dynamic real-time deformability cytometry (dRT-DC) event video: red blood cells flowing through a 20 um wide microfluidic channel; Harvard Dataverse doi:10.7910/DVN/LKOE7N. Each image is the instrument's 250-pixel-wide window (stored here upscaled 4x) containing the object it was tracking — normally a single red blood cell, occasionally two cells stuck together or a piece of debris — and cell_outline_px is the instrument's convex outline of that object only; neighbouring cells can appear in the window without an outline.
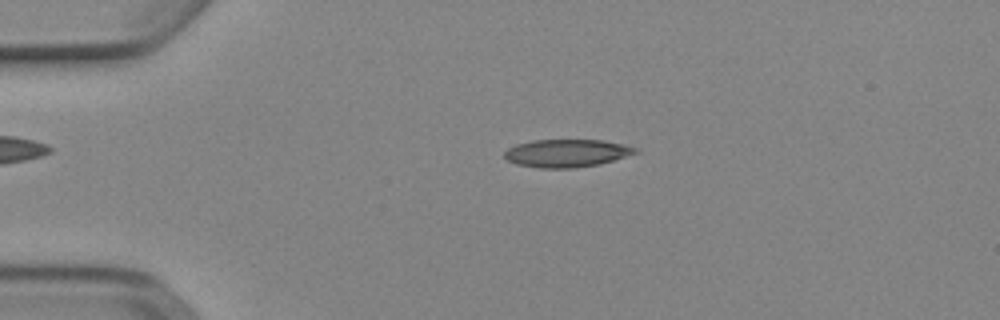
{"species": "Egyptian fruit bat (a non-hibernating species)", "species_latin": "Rousettus aegyptiacus", "temperature_condition": "cold", "stored_images_in_passage": 51, "camera_frame_rate_fps": 3000, "um_per_image_px": 0.085, "animal": {"sex": "female"}, "frame": {"image": 1, "passage_image": 11, "time_ms": 3.333, "image_size_px": [1000, 320], "cell_outline_px": [[640, 152], [600, 164], [572, 168], [540, 168], [516, 164], [508, 160], [504, 156], [504, 152], [508, 148], [516, 144], [532, 140], [604, 140], [624, 144], [640, 148]], "centroid_in_image_um": [48.2, 13.01], "position_along_channel_um": 36.8, "area_um2": 21.39}}
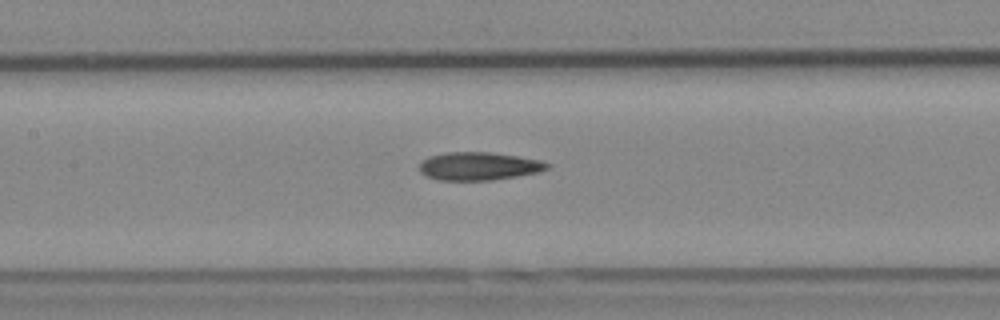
{"frame": {"image": 2, "passage_image": 24, "time_ms": 7.667, "image_size_px": [1000, 320], "cell_outline_px": [[552, 168], [536, 172], [516, 176], [492, 180], [440, 180], [428, 176], [420, 172], [420, 160], [428, 156], [448, 152], [492, 152], [540, 160], [548, 164]], "centroid_in_image_um": [40.67, 14.11], "position_along_channel_um": 166.7, "area_um2": 20.81}}
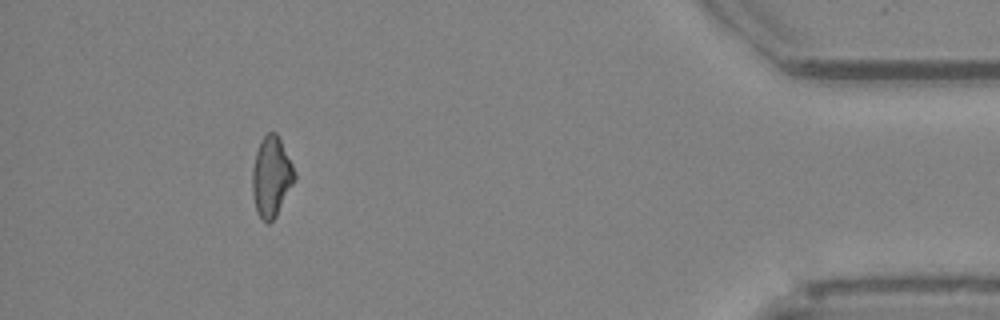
{"frame": {"image": 3, "passage_image": 47, "time_ms": 15.333, "image_size_px": [1000, 320], "cell_outline_px": [[296, 180], [276, 216], [268, 224], [260, 216], [256, 208], [252, 196], [252, 168], [256, 152], [260, 140], [268, 132], [276, 132], [296, 172]], "centroid_in_image_um": [23.07, 15.02], "position_along_channel_um": 412.1, "area_um2": 19.71}, "authors_computed_cell_mechanics": {"area_um2": 20.5768, "velocity_mm_per_s": 3.926, "shape_relaxation_time_tau1_ms": null, "shape_relaxation_time_tau2_ms": 6.2773, "deformation_change_tau1": null, "deformation_change_tau2": 0.1751}}